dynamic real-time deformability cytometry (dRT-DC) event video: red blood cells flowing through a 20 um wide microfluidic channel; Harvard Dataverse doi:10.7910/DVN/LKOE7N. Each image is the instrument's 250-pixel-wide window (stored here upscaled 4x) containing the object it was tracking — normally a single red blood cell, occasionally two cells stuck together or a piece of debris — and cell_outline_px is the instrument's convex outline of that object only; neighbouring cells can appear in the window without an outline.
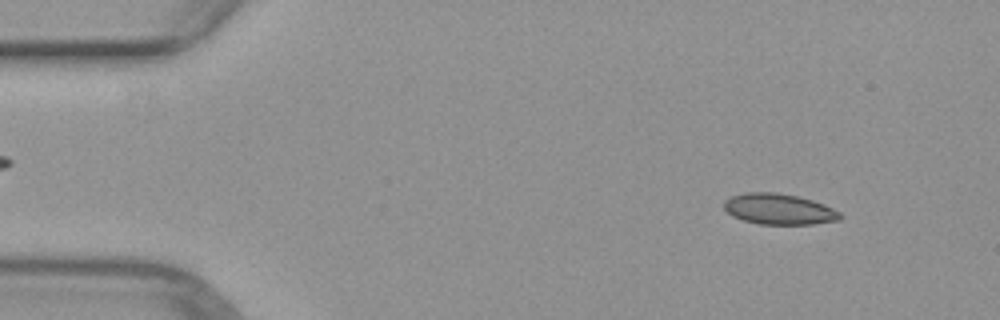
{"species": "common noctule bat (a hibernating species)", "species_latin": "Nyctalus noctula", "temperature_condition": "warm", "stored_images_in_passage": 50, "camera_frame_rate_fps": 3000, "um_per_image_px": 0.085, "animal": {"sex": "female", "body_mass_g": 29.2, "forearm_length_mm": 56.3}, "frame": {"image": 1, "passage_image": 5, "time_ms": 1.333, "image_size_px": [1000, 320], "cell_outline_px": [[844, 216], [840, 220], [812, 224], [760, 224], [744, 220], [732, 216], [724, 208], [724, 200], [732, 196], [744, 192], [776, 192], [796, 196], [812, 200], [824, 204], [840, 212]], "centroid_in_image_um": [66.22, 17.77], "position_along_channel_um": 18.8, "area_um2": 20.87}}
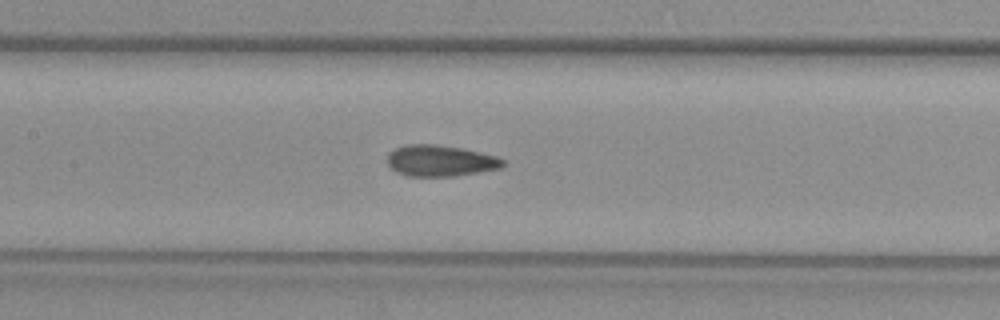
{"frame": {"image": 2, "passage_image": 23, "time_ms": 7.333, "image_size_px": [1000, 320], "cell_outline_px": [[508, 164], [500, 168], [452, 176], [404, 176], [396, 172], [388, 164], [388, 156], [396, 148], [408, 144], [432, 144], [460, 148], [496, 156], [504, 160]], "centroid_in_image_um": [37.43, 13.67], "position_along_channel_um": 170.0, "area_um2": 20.75}}
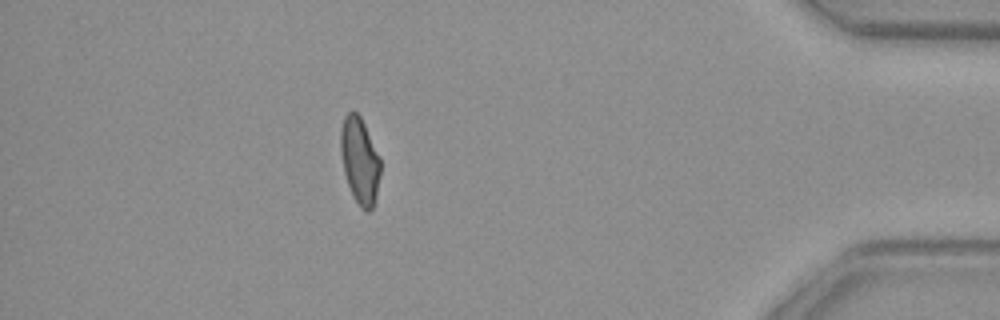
{"frame": {"image": 3, "passage_image": 44, "time_ms": 14.333, "image_size_px": [1000, 320], "cell_outline_px": [[380, 176], [376, 196], [372, 208], [368, 212], [360, 208], [352, 196], [344, 172], [340, 152], [340, 132], [344, 116], [348, 112], [356, 112], [360, 116], [364, 124], [380, 160]], "centroid_in_image_um": [30.56, 13.68], "position_along_channel_um": 404.6, "area_um2": 19.88}}